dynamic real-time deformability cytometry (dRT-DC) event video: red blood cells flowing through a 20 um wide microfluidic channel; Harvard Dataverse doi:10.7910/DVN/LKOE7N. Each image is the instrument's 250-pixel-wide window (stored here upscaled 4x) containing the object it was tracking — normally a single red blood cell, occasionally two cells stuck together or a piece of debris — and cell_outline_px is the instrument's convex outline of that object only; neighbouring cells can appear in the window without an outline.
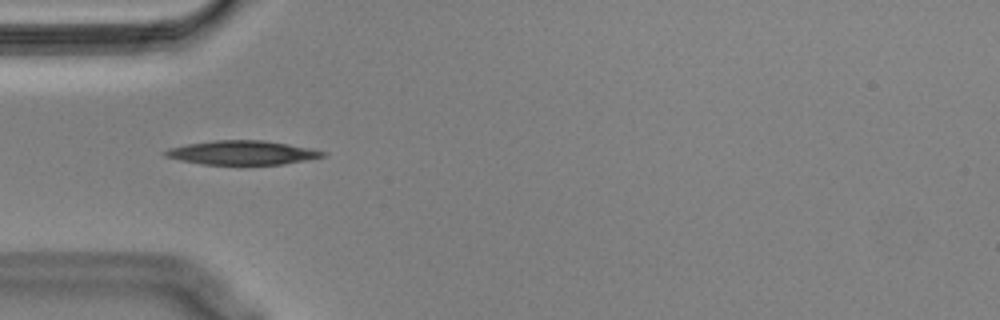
{"species": "Egyptian fruit bat (a non-hibernating species)", "species_latin": "Rousettus aegyptiacus", "temperature_condition": "cold", "stored_images_in_passage": 40, "camera_frame_rate_fps": 3000, "um_per_image_px": 0.085, "animal": {"sex": "male"}, "frame": {"image": 1, "passage_image": 1, "time_ms": 0.0, "image_size_px": [1000, 320], "cell_outline_px": [[328, 156], [284, 164], [204, 164], [180, 160], [164, 156], [160, 152], [168, 148], [188, 144], [216, 140], [264, 140], [288, 144], [328, 152]], "centroid_in_image_um": [20.59, 12.97], "position_along_channel_um": 64.4, "area_um2": 22.02}}
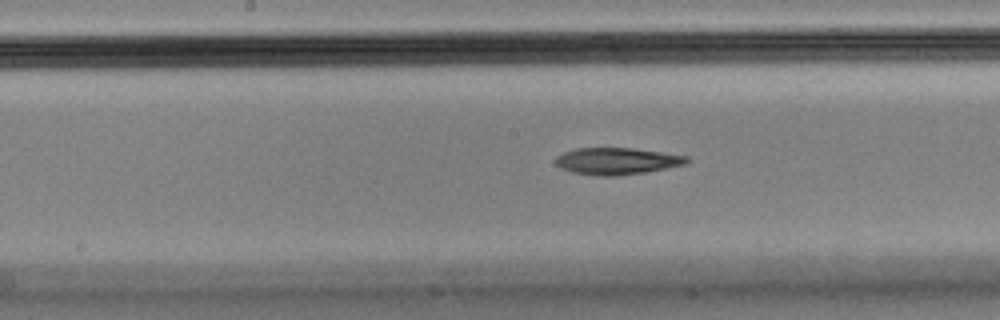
{"frame": {"image": 2, "passage_image": 12, "time_ms": 3.667, "image_size_px": [1000, 320], "cell_outline_px": [[688, 160], [684, 164], [644, 172], [616, 176], [596, 176], [572, 172], [560, 168], [556, 164], [556, 156], [564, 152], [576, 148], [632, 148], [688, 156]], "centroid_in_image_um": [52.37, 13.69], "position_along_channel_um": 195.8, "area_um2": 20.29}}
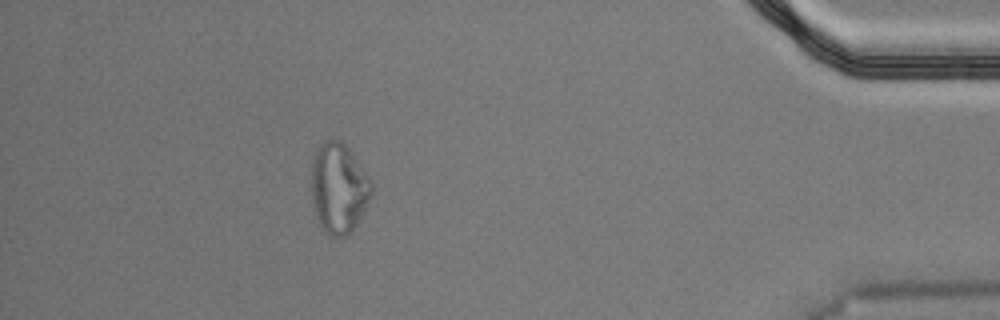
{"frame": {"image": 3, "passage_image": 34, "time_ms": 11.0, "image_size_px": [1000, 320], "cell_outline_px": [[372, 192], [352, 232], [348, 236], [332, 236], [320, 224], [312, 212], [312, 160], [320, 144], [324, 140], [340, 140], [348, 148], [372, 180]], "centroid_in_image_um": [28.77, 15.99], "position_along_channel_um": 406.4, "area_um2": 31.39}}